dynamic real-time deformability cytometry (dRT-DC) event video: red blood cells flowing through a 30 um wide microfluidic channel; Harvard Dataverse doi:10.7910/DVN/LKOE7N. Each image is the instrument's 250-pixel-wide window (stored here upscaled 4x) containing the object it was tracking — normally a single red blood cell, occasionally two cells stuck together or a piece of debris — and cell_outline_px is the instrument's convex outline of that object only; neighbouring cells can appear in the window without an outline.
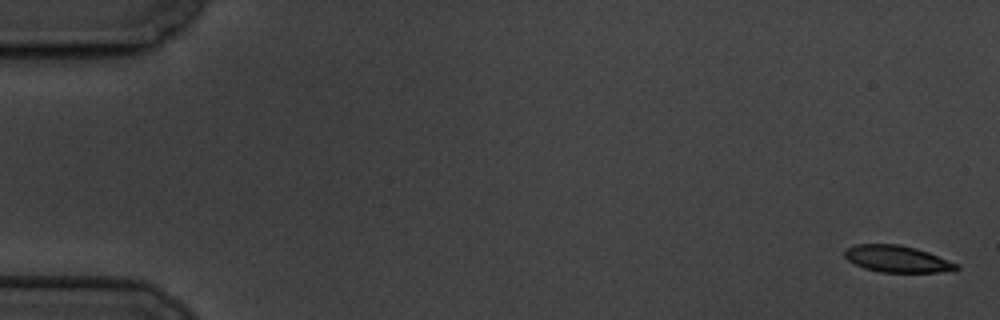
{"species": "common noctule bat (a hibernating species)", "species_latin": "Nyctalus noctula", "temperature_condition": "cold", "stored_images_in_passage": 6, "segment_of_instrument_passage": [1, 2], "camera_frame_rate_fps": 3000, "um_per_image_px": 0.085, "animal": {"sex": "male", "body_mass_g": 19.5, "forearm_length_mm": 54.6}, "frame": {"image": 1, "passage_image": 1, "time_ms": 0.0, "image_size_px": [1000, 320], "cell_outline_px": [[960, 268], [956, 272], [880, 272], [864, 268], [848, 260], [844, 256], [844, 248], [856, 244], [900, 244], [916, 248], [928, 252], [960, 264]], "centroid_in_image_um": [76.3, 22.01], "position_along_channel_um": 8.7, "area_um2": 17.69}}
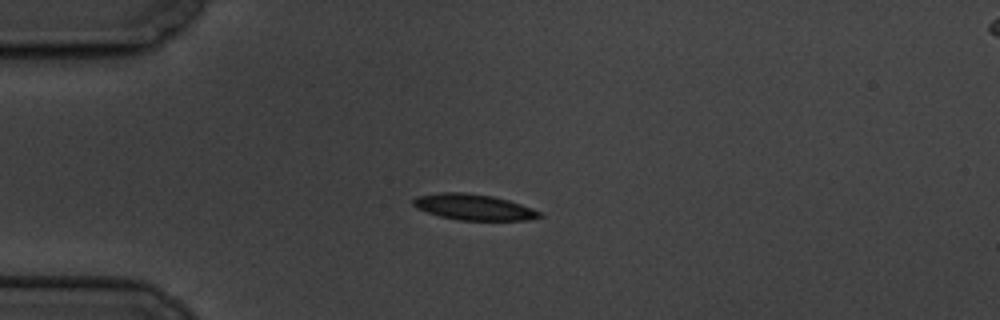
{"frame": {"image": 2, "passage_image": 5, "time_ms": 4.667, "image_size_px": [1000, 320], "cell_outline_px": [[544, 216], [528, 220], [460, 220], [440, 216], [416, 208], [412, 204], [412, 200], [416, 196], [440, 192], [464, 192], [492, 196], [508, 200], [532, 208], [540, 212]], "centroid_in_image_um": [40.24, 17.6], "position_along_channel_um": 44.8, "area_um2": 19.02}}